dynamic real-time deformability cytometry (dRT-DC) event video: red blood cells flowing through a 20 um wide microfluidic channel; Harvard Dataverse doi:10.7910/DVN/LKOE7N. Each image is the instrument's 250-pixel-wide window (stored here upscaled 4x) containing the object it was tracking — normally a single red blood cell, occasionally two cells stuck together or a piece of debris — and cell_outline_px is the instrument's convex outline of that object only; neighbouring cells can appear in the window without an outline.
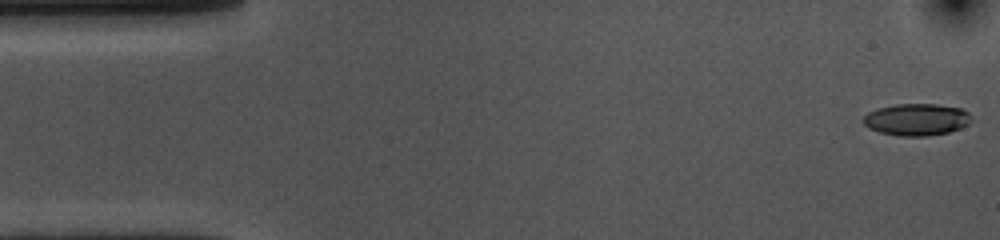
{"species": "common noctule bat (a hibernating species)", "species_latin": "Nyctalus noctula", "temperature_condition": "cold", "stored_images_in_passage": 48, "camera_frame_rate_fps": 3000, "um_per_image_px": 0.085, "animal": {"sex": "female", "body_mass_g": 10.0, "forearm_length_mm": 53.1}, "frame": {"image": 1, "passage_image": 1, "time_ms": 0.0, "image_size_px": [1000, 240], "cell_outline_px": [[972, 124], [948, 132], [928, 136], [900, 136], [880, 132], [868, 128], [864, 124], [864, 116], [868, 112], [876, 108], [896, 104], [936, 104], [960, 108], [968, 112], [972, 120]], "centroid_in_image_um": [77.92, 10.16], "position_along_channel_um": 7.1, "area_um2": 20.23}}
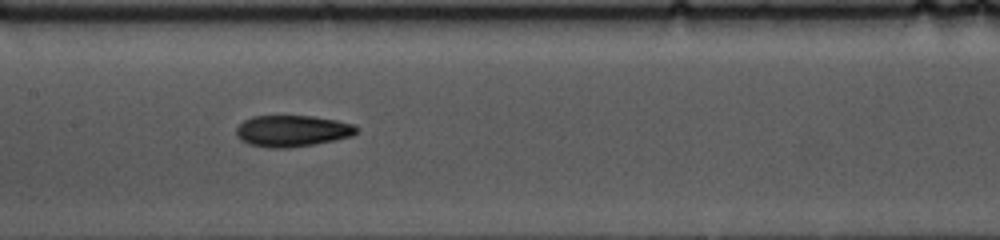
{"frame": {"image": 2, "passage_image": 25, "time_ms": 8.0, "image_size_px": [1000, 240], "cell_outline_px": [[360, 128], [352, 136], [336, 140], [288, 148], [268, 148], [248, 144], [240, 140], [236, 136], [236, 128], [244, 120], [252, 116], [312, 116], [336, 120], [352, 124]], "centroid_in_image_um": [24.82, 11.13], "position_along_channel_um": 182.6, "area_um2": 22.08}}
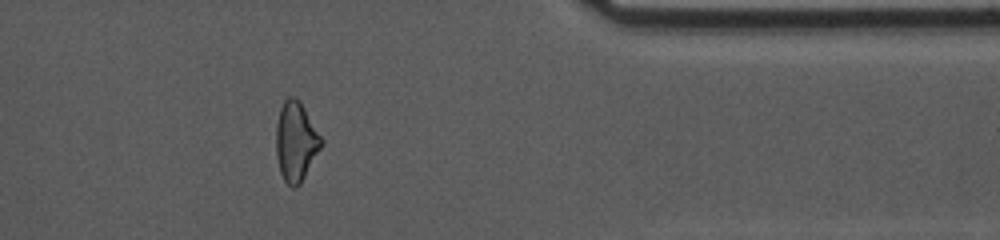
{"frame": {"image": 3, "passage_image": 44, "time_ms": 14.333, "image_size_px": [1000, 240], "cell_outline_px": [[324, 144], [300, 184], [296, 188], [292, 188], [284, 180], [280, 172], [276, 156], [276, 124], [280, 108], [284, 100], [288, 96], [292, 96], [300, 100], [324, 140]], "centroid_in_image_um": [25.16, 12.02], "position_along_channel_um": 386.2, "area_um2": 21.27}}